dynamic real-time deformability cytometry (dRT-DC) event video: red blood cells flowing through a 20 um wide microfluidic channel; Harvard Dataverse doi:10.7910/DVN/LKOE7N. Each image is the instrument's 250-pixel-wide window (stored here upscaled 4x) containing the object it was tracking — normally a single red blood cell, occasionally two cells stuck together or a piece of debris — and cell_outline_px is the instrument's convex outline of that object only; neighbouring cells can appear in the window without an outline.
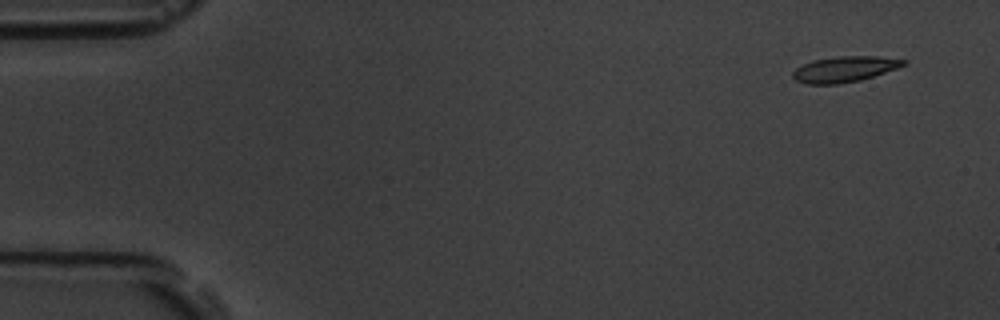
{"species": "common noctule bat (a hibernating species)", "species_latin": "Nyctalus noctula", "temperature_condition": "room temperature", "stored_images_in_passage": 5, "camera_frame_rate_fps": 3000, "um_per_image_px": 0.085, "animal": {"sex": "male", "body_mass_g": 19.5, "forearm_length_mm": 54.6}, "frame": {"image": 1, "passage_image": 1, "time_ms": 0.0, "image_size_px": [1000, 320], "cell_outline_px": [[908, 64], [860, 80], [840, 84], [804, 84], [796, 80], [792, 76], [792, 72], [796, 68], [812, 60], [840, 56], [876, 56], [908, 60]], "centroid_in_image_um": [71.77, 5.88], "position_along_channel_um": 13.2, "area_um2": 16.53}}
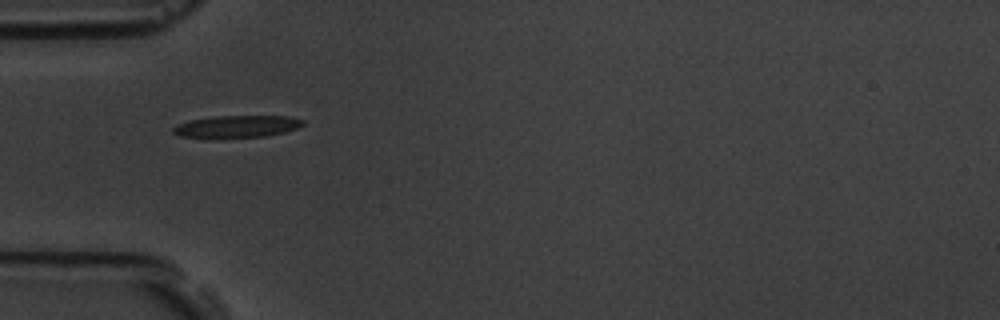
{"frame": {"image": 2, "passage_image": 5, "time_ms": 4.667, "image_size_px": [1000, 320], "cell_outline_px": [[304, 124], [296, 128], [284, 132], [264, 136], [212, 140], [180, 136], [172, 132], [172, 128], [176, 124], [188, 120], [216, 116], [288, 116], [304, 120]], "centroid_in_image_um": [20.03, 10.78], "position_along_channel_um": 65.0, "area_um2": 17.34}}